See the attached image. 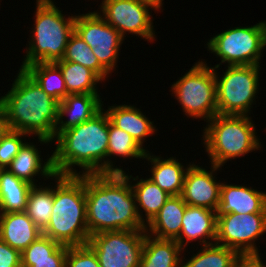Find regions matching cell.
<instances>
[{
	"label": "cell",
	"mask_w": 266,
	"mask_h": 267,
	"mask_svg": "<svg viewBox=\"0 0 266 267\" xmlns=\"http://www.w3.org/2000/svg\"><path fill=\"white\" fill-rule=\"evenodd\" d=\"M11 89L0 97L9 130L37 136L42 145L51 144L58 122L59 102L45 93L24 70L19 69Z\"/></svg>",
	"instance_id": "3"
},
{
	"label": "cell",
	"mask_w": 266,
	"mask_h": 267,
	"mask_svg": "<svg viewBox=\"0 0 266 267\" xmlns=\"http://www.w3.org/2000/svg\"><path fill=\"white\" fill-rule=\"evenodd\" d=\"M108 147H107V173H125L122 167H117L113 164L111 157H122L132 159H143L146 155V150L143 149L138 142L127 132L116 127L108 116ZM116 156V157H115ZM116 165V166H115Z\"/></svg>",
	"instance_id": "26"
},
{
	"label": "cell",
	"mask_w": 266,
	"mask_h": 267,
	"mask_svg": "<svg viewBox=\"0 0 266 267\" xmlns=\"http://www.w3.org/2000/svg\"><path fill=\"white\" fill-rule=\"evenodd\" d=\"M24 136L29 135L7 129L0 137V169H7L11 164V161L16 157L20 148L26 142Z\"/></svg>",
	"instance_id": "33"
},
{
	"label": "cell",
	"mask_w": 266,
	"mask_h": 267,
	"mask_svg": "<svg viewBox=\"0 0 266 267\" xmlns=\"http://www.w3.org/2000/svg\"><path fill=\"white\" fill-rule=\"evenodd\" d=\"M146 231L116 230L90 236L86 243L100 267H139Z\"/></svg>",
	"instance_id": "11"
},
{
	"label": "cell",
	"mask_w": 266,
	"mask_h": 267,
	"mask_svg": "<svg viewBox=\"0 0 266 267\" xmlns=\"http://www.w3.org/2000/svg\"><path fill=\"white\" fill-rule=\"evenodd\" d=\"M42 235L25 211L0 213V238L22 252Z\"/></svg>",
	"instance_id": "20"
},
{
	"label": "cell",
	"mask_w": 266,
	"mask_h": 267,
	"mask_svg": "<svg viewBox=\"0 0 266 267\" xmlns=\"http://www.w3.org/2000/svg\"><path fill=\"white\" fill-rule=\"evenodd\" d=\"M144 159L151 163V170H149L151 177L148 178L152 182L170 196L181 195L185 175L191 163L184 166L176 157L163 159V157L156 156L149 150L146 152Z\"/></svg>",
	"instance_id": "21"
},
{
	"label": "cell",
	"mask_w": 266,
	"mask_h": 267,
	"mask_svg": "<svg viewBox=\"0 0 266 267\" xmlns=\"http://www.w3.org/2000/svg\"><path fill=\"white\" fill-rule=\"evenodd\" d=\"M145 1L151 2L159 10L163 9L162 8L163 7V4H164L163 0H145Z\"/></svg>",
	"instance_id": "38"
},
{
	"label": "cell",
	"mask_w": 266,
	"mask_h": 267,
	"mask_svg": "<svg viewBox=\"0 0 266 267\" xmlns=\"http://www.w3.org/2000/svg\"><path fill=\"white\" fill-rule=\"evenodd\" d=\"M67 246L43 234L21 252L22 267H66Z\"/></svg>",
	"instance_id": "24"
},
{
	"label": "cell",
	"mask_w": 266,
	"mask_h": 267,
	"mask_svg": "<svg viewBox=\"0 0 266 267\" xmlns=\"http://www.w3.org/2000/svg\"><path fill=\"white\" fill-rule=\"evenodd\" d=\"M74 32L92 48L100 65L109 73L117 70L120 47L124 38L96 11L77 14ZM115 69V70H114Z\"/></svg>",
	"instance_id": "13"
},
{
	"label": "cell",
	"mask_w": 266,
	"mask_h": 267,
	"mask_svg": "<svg viewBox=\"0 0 266 267\" xmlns=\"http://www.w3.org/2000/svg\"><path fill=\"white\" fill-rule=\"evenodd\" d=\"M24 70L39 84L42 90L59 103L67 96L65 81L55 63H32Z\"/></svg>",
	"instance_id": "30"
},
{
	"label": "cell",
	"mask_w": 266,
	"mask_h": 267,
	"mask_svg": "<svg viewBox=\"0 0 266 267\" xmlns=\"http://www.w3.org/2000/svg\"><path fill=\"white\" fill-rule=\"evenodd\" d=\"M226 67L221 77L218 68H214L218 114L251 115L250 109L259 93L260 65Z\"/></svg>",
	"instance_id": "9"
},
{
	"label": "cell",
	"mask_w": 266,
	"mask_h": 267,
	"mask_svg": "<svg viewBox=\"0 0 266 267\" xmlns=\"http://www.w3.org/2000/svg\"><path fill=\"white\" fill-rule=\"evenodd\" d=\"M238 267H261L253 258L244 259Z\"/></svg>",
	"instance_id": "37"
},
{
	"label": "cell",
	"mask_w": 266,
	"mask_h": 267,
	"mask_svg": "<svg viewBox=\"0 0 266 267\" xmlns=\"http://www.w3.org/2000/svg\"><path fill=\"white\" fill-rule=\"evenodd\" d=\"M261 257V258H260ZM261 253H258L253 259L261 266V267H266V263H263L265 261L262 260Z\"/></svg>",
	"instance_id": "39"
},
{
	"label": "cell",
	"mask_w": 266,
	"mask_h": 267,
	"mask_svg": "<svg viewBox=\"0 0 266 267\" xmlns=\"http://www.w3.org/2000/svg\"><path fill=\"white\" fill-rule=\"evenodd\" d=\"M32 186L8 169H0L1 213L25 211Z\"/></svg>",
	"instance_id": "29"
},
{
	"label": "cell",
	"mask_w": 266,
	"mask_h": 267,
	"mask_svg": "<svg viewBox=\"0 0 266 267\" xmlns=\"http://www.w3.org/2000/svg\"><path fill=\"white\" fill-rule=\"evenodd\" d=\"M186 206L181 195L170 196L146 226V233L157 239L176 240L180 236Z\"/></svg>",
	"instance_id": "22"
},
{
	"label": "cell",
	"mask_w": 266,
	"mask_h": 267,
	"mask_svg": "<svg viewBox=\"0 0 266 267\" xmlns=\"http://www.w3.org/2000/svg\"><path fill=\"white\" fill-rule=\"evenodd\" d=\"M110 121L121 130L129 133L138 144L144 146L146 137H152L158 129H155L154 121H151L136 105H112L106 109Z\"/></svg>",
	"instance_id": "19"
},
{
	"label": "cell",
	"mask_w": 266,
	"mask_h": 267,
	"mask_svg": "<svg viewBox=\"0 0 266 267\" xmlns=\"http://www.w3.org/2000/svg\"><path fill=\"white\" fill-rule=\"evenodd\" d=\"M89 235L106 231H146L130 180L123 173L85 175Z\"/></svg>",
	"instance_id": "1"
},
{
	"label": "cell",
	"mask_w": 266,
	"mask_h": 267,
	"mask_svg": "<svg viewBox=\"0 0 266 267\" xmlns=\"http://www.w3.org/2000/svg\"><path fill=\"white\" fill-rule=\"evenodd\" d=\"M52 208L53 185L32 186L28 194L25 212L41 231L47 227L51 219Z\"/></svg>",
	"instance_id": "31"
},
{
	"label": "cell",
	"mask_w": 266,
	"mask_h": 267,
	"mask_svg": "<svg viewBox=\"0 0 266 267\" xmlns=\"http://www.w3.org/2000/svg\"><path fill=\"white\" fill-rule=\"evenodd\" d=\"M0 213H1V197H0Z\"/></svg>",
	"instance_id": "40"
},
{
	"label": "cell",
	"mask_w": 266,
	"mask_h": 267,
	"mask_svg": "<svg viewBox=\"0 0 266 267\" xmlns=\"http://www.w3.org/2000/svg\"><path fill=\"white\" fill-rule=\"evenodd\" d=\"M98 14L124 38L128 33L149 42L156 39L151 10L159 9L145 0H102ZM102 12V13H101Z\"/></svg>",
	"instance_id": "12"
},
{
	"label": "cell",
	"mask_w": 266,
	"mask_h": 267,
	"mask_svg": "<svg viewBox=\"0 0 266 267\" xmlns=\"http://www.w3.org/2000/svg\"><path fill=\"white\" fill-rule=\"evenodd\" d=\"M108 137V114L104 108L89 120L62 131L52 141L56 142L51 154L55 174H106ZM75 166L82 172H77Z\"/></svg>",
	"instance_id": "2"
},
{
	"label": "cell",
	"mask_w": 266,
	"mask_h": 267,
	"mask_svg": "<svg viewBox=\"0 0 266 267\" xmlns=\"http://www.w3.org/2000/svg\"><path fill=\"white\" fill-rule=\"evenodd\" d=\"M203 144L210 164H224L244 155L261 150L262 144L256 126L249 115L216 114L203 127Z\"/></svg>",
	"instance_id": "6"
},
{
	"label": "cell",
	"mask_w": 266,
	"mask_h": 267,
	"mask_svg": "<svg viewBox=\"0 0 266 267\" xmlns=\"http://www.w3.org/2000/svg\"><path fill=\"white\" fill-rule=\"evenodd\" d=\"M55 64L62 72L67 95L99 93L97 84L104 81L91 69L70 61H57Z\"/></svg>",
	"instance_id": "28"
},
{
	"label": "cell",
	"mask_w": 266,
	"mask_h": 267,
	"mask_svg": "<svg viewBox=\"0 0 266 267\" xmlns=\"http://www.w3.org/2000/svg\"><path fill=\"white\" fill-rule=\"evenodd\" d=\"M266 233V213L217 215L215 243L237 251L244 259L259 253L256 240Z\"/></svg>",
	"instance_id": "10"
},
{
	"label": "cell",
	"mask_w": 266,
	"mask_h": 267,
	"mask_svg": "<svg viewBox=\"0 0 266 267\" xmlns=\"http://www.w3.org/2000/svg\"><path fill=\"white\" fill-rule=\"evenodd\" d=\"M217 214L212 209L186 206L182 219V229L177 243L186 251L192 241H199L201 246L215 243Z\"/></svg>",
	"instance_id": "15"
},
{
	"label": "cell",
	"mask_w": 266,
	"mask_h": 267,
	"mask_svg": "<svg viewBox=\"0 0 266 267\" xmlns=\"http://www.w3.org/2000/svg\"><path fill=\"white\" fill-rule=\"evenodd\" d=\"M60 61H70L83 65L94 71L104 82L109 73L100 65L92 48L77 34L73 33L67 42L65 54Z\"/></svg>",
	"instance_id": "32"
},
{
	"label": "cell",
	"mask_w": 266,
	"mask_h": 267,
	"mask_svg": "<svg viewBox=\"0 0 266 267\" xmlns=\"http://www.w3.org/2000/svg\"><path fill=\"white\" fill-rule=\"evenodd\" d=\"M131 182L132 191L135 196L137 213L142 223L147 226L158 214L161 207L170 197L164 190L160 189L149 178L133 177L123 173ZM132 180V181H131ZM135 181L133 184L132 182ZM137 181V182H136ZM143 212H145L143 214Z\"/></svg>",
	"instance_id": "23"
},
{
	"label": "cell",
	"mask_w": 266,
	"mask_h": 267,
	"mask_svg": "<svg viewBox=\"0 0 266 267\" xmlns=\"http://www.w3.org/2000/svg\"><path fill=\"white\" fill-rule=\"evenodd\" d=\"M53 208L42 234L65 246L88 242L85 175H58L52 178Z\"/></svg>",
	"instance_id": "4"
},
{
	"label": "cell",
	"mask_w": 266,
	"mask_h": 267,
	"mask_svg": "<svg viewBox=\"0 0 266 267\" xmlns=\"http://www.w3.org/2000/svg\"><path fill=\"white\" fill-rule=\"evenodd\" d=\"M7 129L4 111L0 105V137L6 132Z\"/></svg>",
	"instance_id": "36"
},
{
	"label": "cell",
	"mask_w": 266,
	"mask_h": 267,
	"mask_svg": "<svg viewBox=\"0 0 266 267\" xmlns=\"http://www.w3.org/2000/svg\"><path fill=\"white\" fill-rule=\"evenodd\" d=\"M40 153L41 151H38L35 144L30 140L29 142L26 141L7 169L19 179L37 186V179H35L37 176L48 180L55 175L52 168V156H49L43 164Z\"/></svg>",
	"instance_id": "18"
},
{
	"label": "cell",
	"mask_w": 266,
	"mask_h": 267,
	"mask_svg": "<svg viewBox=\"0 0 266 267\" xmlns=\"http://www.w3.org/2000/svg\"><path fill=\"white\" fill-rule=\"evenodd\" d=\"M0 267H22L21 252L0 238Z\"/></svg>",
	"instance_id": "35"
},
{
	"label": "cell",
	"mask_w": 266,
	"mask_h": 267,
	"mask_svg": "<svg viewBox=\"0 0 266 267\" xmlns=\"http://www.w3.org/2000/svg\"><path fill=\"white\" fill-rule=\"evenodd\" d=\"M182 251L176 240L157 239L146 233L139 267H181Z\"/></svg>",
	"instance_id": "25"
},
{
	"label": "cell",
	"mask_w": 266,
	"mask_h": 267,
	"mask_svg": "<svg viewBox=\"0 0 266 267\" xmlns=\"http://www.w3.org/2000/svg\"><path fill=\"white\" fill-rule=\"evenodd\" d=\"M266 213V192L222 181L217 215Z\"/></svg>",
	"instance_id": "16"
},
{
	"label": "cell",
	"mask_w": 266,
	"mask_h": 267,
	"mask_svg": "<svg viewBox=\"0 0 266 267\" xmlns=\"http://www.w3.org/2000/svg\"><path fill=\"white\" fill-rule=\"evenodd\" d=\"M202 60H198L187 73L173 82L170 92L187 118L207 122L218 114L216 77L214 67Z\"/></svg>",
	"instance_id": "7"
},
{
	"label": "cell",
	"mask_w": 266,
	"mask_h": 267,
	"mask_svg": "<svg viewBox=\"0 0 266 267\" xmlns=\"http://www.w3.org/2000/svg\"><path fill=\"white\" fill-rule=\"evenodd\" d=\"M100 94H69L58 105L54 138L62 131L92 118L103 108ZM66 117H69L65 119ZM64 119V120H63Z\"/></svg>",
	"instance_id": "17"
},
{
	"label": "cell",
	"mask_w": 266,
	"mask_h": 267,
	"mask_svg": "<svg viewBox=\"0 0 266 267\" xmlns=\"http://www.w3.org/2000/svg\"><path fill=\"white\" fill-rule=\"evenodd\" d=\"M53 0H36L32 34L21 67L42 62L55 63L63 59L67 42L74 33L75 15H66Z\"/></svg>",
	"instance_id": "5"
},
{
	"label": "cell",
	"mask_w": 266,
	"mask_h": 267,
	"mask_svg": "<svg viewBox=\"0 0 266 267\" xmlns=\"http://www.w3.org/2000/svg\"><path fill=\"white\" fill-rule=\"evenodd\" d=\"M183 257L181 267H238L244 260L234 249L216 243L201 246L188 260Z\"/></svg>",
	"instance_id": "27"
},
{
	"label": "cell",
	"mask_w": 266,
	"mask_h": 267,
	"mask_svg": "<svg viewBox=\"0 0 266 267\" xmlns=\"http://www.w3.org/2000/svg\"><path fill=\"white\" fill-rule=\"evenodd\" d=\"M210 171L194 162L189 166L183 184L181 197L189 206L203 207L217 211L222 182L216 173L222 168L211 164ZM216 178V179H215Z\"/></svg>",
	"instance_id": "14"
},
{
	"label": "cell",
	"mask_w": 266,
	"mask_h": 267,
	"mask_svg": "<svg viewBox=\"0 0 266 267\" xmlns=\"http://www.w3.org/2000/svg\"><path fill=\"white\" fill-rule=\"evenodd\" d=\"M66 267H100L94 251L87 245L67 246Z\"/></svg>",
	"instance_id": "34"
},
{
	"label": "cell",
	"mask_w": 266,
	"mask_h": 267,
	"mask_svg": "<svg viewBox=\"0 0 266 267\" xmlns=\"http://www.w3.org/2000/svg\"><path fill=\"white\" fill-rule=\"evenodd\" d=\"M209 53L219 57L220 63L213 66L260 65L266 49V21L245 27L227 29L211 37L207 43Z\"/></svg>",
	"instance_id": "8"
}]
</instances>
